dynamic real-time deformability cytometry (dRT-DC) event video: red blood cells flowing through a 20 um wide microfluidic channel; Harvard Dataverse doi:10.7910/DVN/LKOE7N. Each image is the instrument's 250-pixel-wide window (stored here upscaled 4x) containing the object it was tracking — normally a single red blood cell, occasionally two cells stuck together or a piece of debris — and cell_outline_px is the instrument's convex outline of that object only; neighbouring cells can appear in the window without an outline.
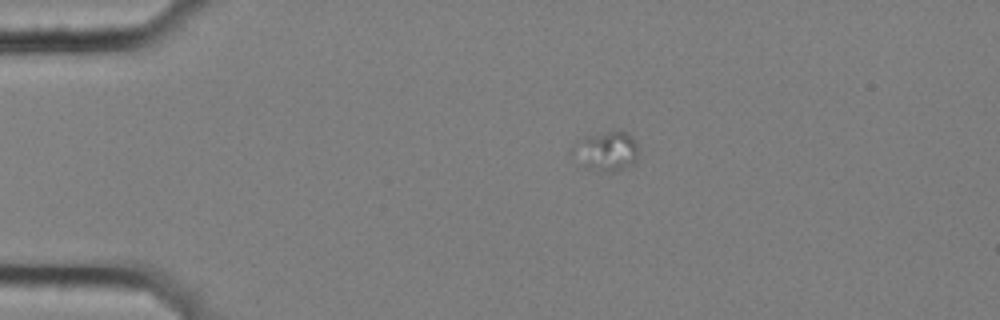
{"species": "common noctule bat (a hibernating species)", "species_latin": "Nyctalus noctula", "temperature_condition": "cold", "stored_images_in_passage": 6, "camera_frame_rate_fps": 3000, "um_per_image_px": 0.085, "animal": {"sex": "female", "body_mass_g": 25.1}, "frame": {"image": 1, "passage_image": 2, "time_ms": 0.333, "image_size_px": [1000, 320], "cell_outline_px": [[636, 160], [632, 164], [612, 172], [608, 172], [588, 168], [568, 152], [576, 140], [584, 136], [608, 132], [628, 132], [632, 136], [636, 144]], "centroid_in_image_um": [51.46, 12.83], "position_along_channel_um": 33.5, "area_um2": 14.97}}